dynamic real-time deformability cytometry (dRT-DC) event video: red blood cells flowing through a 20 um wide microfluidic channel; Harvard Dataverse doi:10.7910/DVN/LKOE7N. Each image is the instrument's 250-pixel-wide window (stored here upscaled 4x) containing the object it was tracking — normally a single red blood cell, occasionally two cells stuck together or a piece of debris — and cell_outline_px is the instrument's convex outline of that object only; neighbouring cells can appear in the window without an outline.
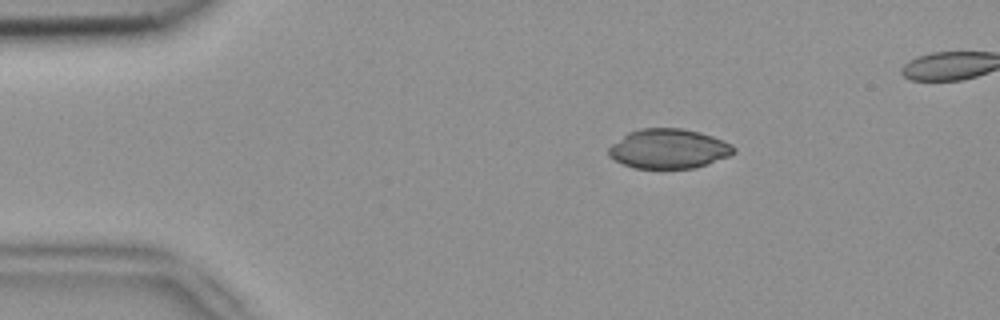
{"species": "common noctule bat (a hibernating species)", "species_latin": "Nyctalus noctula", "temperature_condition": "room temperature", "stored_images_in_passage": 5, "camera_frame_rate_fps": 3000, "um_per_image_px": 0.085, "animal": {"sex": "female", "body_mass_g": 18.4}, "frame": {"image": 1, "passage_image": 1, "time_ms": 0.0, "image_size_px": [1000, 320], "cell_outline_px": [[736, 152], [728, 156], [708, 164], [696, 168], [632, 168], [608, 156], [608, 148], [612, 144], [628, 132], [640, 128], [680, 128], [700, 132], [724, 140], [732, 144], [736, 148]], "centroid_in_image_um": [56.85, 12.64], "position_along_channel_um": 28.2, "area_um2": 28.96}}